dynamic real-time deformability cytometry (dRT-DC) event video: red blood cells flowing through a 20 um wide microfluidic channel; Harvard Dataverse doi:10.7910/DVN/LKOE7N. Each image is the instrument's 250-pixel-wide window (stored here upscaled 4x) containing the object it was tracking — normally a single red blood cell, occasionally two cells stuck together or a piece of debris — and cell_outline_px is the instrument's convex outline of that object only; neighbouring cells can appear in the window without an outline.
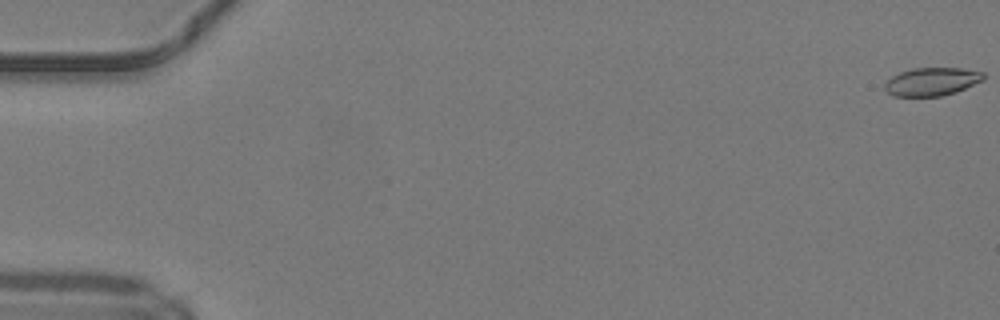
{"species": "common noctule bat (a hibernating species)", "species_latin": "Nyctalus noctula", "temperature_condition": "warm", "stored_images_in_passage": 50, "camera_frame_rate_fps": 3000, "um_per_image_px": 0.085, "animal": {"sex": "male", "body_mass_g": 19.2, "forearm_length_mm": 51.8}, "frame": {"image": 1, "passage_image": 1, "time_ms": 0.0, "image_size_px": [1000, 320], "cell_outline_px": [[984, 80], [956, 92], [940, 96], [892, 96], [884, 88], [884, 84], [892, 76], [900, 72], [912, 68], [960, 68], [984, 72]], "centroid_in_image_um": [79.21, 6.93], "position_along_channel_um": 5.8, "area_um2": 16.18}}
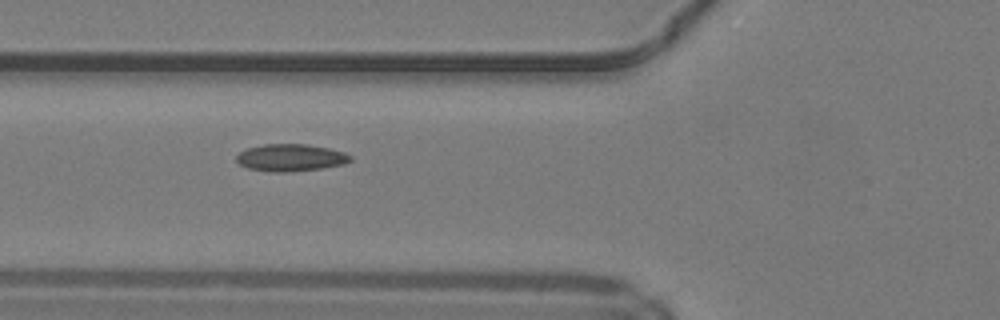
{"frame": {"image": 2, "passage_image": 20, "time_ms": 6.333, "image_size_px": [1000, 320], "cell_outline_px": [[352, 160], [344, 164], [324, 168], [288, 172], [272, 172], [248, 168], [240, 164], [236, 160], [236, 156], [240, 152], [248, 148], [264, 144], [308, 144], [328, 148], [344, 152], [352, 156]], "centroid_in_image_um": [24.73, 13.4], "position_along_channel_um": 101.1, "area_um2": 18.09}}
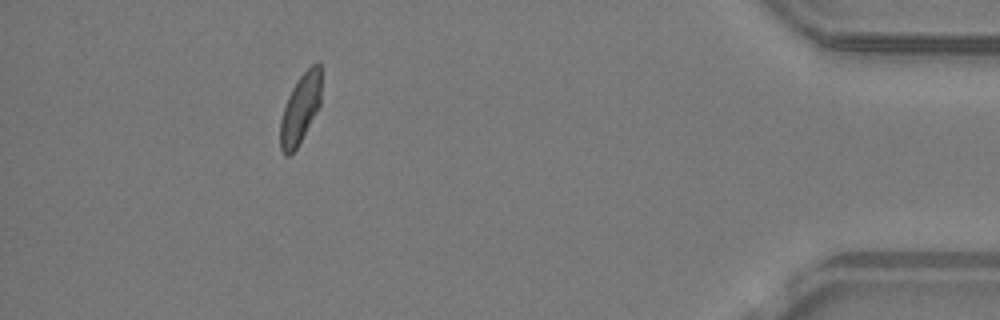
{"frame": {"image": 3, "passage_image": 46, "time_ms": 15.0, "image_size_px": [1000, 320], "cell_outline_px": [[320, 104], [316, 112], [296, 148], [288, 156], [284, 156], [280, 148], [280, 120], [288, 96], [292, 88], [300, 76], [312, 64], [320, 64]], "centroid_in_image_um": [25.5, 9.27], "position_along_channel_um": 409.7, "area_um2": 16.18}, "authors_computed_cell_mechanics": {"area_um2": 17.2244, "velocity_mm_per_s": 4.2041, "shape_relaxation_time_tau1_ms": 8.0521, "shape_relaxation_time_tau2_ms": 1.8046, "deformation_change_tau1": 0.1603, "deformation_change_tau2": 0.0532}}